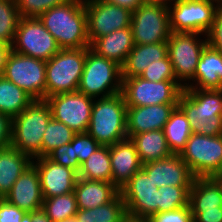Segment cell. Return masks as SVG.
I'll return each mask as SVG.
<instances>
[{"mask_svg":"<svg viewBox=\"0 0 222 222\" xmlns=\"http://www.w3.org/2000/svg\"><path fill=\"white\" fill-rule=\"evenodd\" d=\"M39 19L60 49L90 47L84 0H68L45 11Z\"/></svg>","mask_w":222,"mask_h":222,"instance_id":"cell-1","label":"cell"},{"mask_svg":"<svg viewBox=\"0 0 222 222\" xmlns=\"http://www.w3.org/2000/svg\"><path fill=\"white\" fill-rule=\"evenodd\" d=\"M178 107L189 120L193 133L222 135V89L184 88Z\"/></svg>","mask_w":222,"mask_h":222,"instance_id":"cell-2","label":"cell"},{"mask_svg":"<svg viewBox=\"0 0 222 222\" xmlns=\"http://www.w3.org/2000/svg\"><path fill=\"white\" fill-rule=\"evenodd\" d=\"M127 105L120 93L94 99L87 133L100 145L110 146L127 137Z\"/></svg>","mask_w":222,"mask_h":222,"instance_id":"cell-3","label":"cell"},{"mask_svg":"<svg viewBox=\"0 0 222 222\" xmlns=\"http://www.w3.org/2000/svg\"><path fill=\"white\" fill-rule=\"evenodd\" d=\"M51 118V110L45 99L33 100L12 119L10 146L32 158L42 157L43 135Z\"/></svg>","mask_w":222,"mask_h":222,"instance_id":"cell-4","label":"cell"},{"mask_svg":"<svg viewBox=\"0 0 222 222\" xmlns=\"http://www.w3.org/2000/svg\"><path fill=\"white\" fill-rule=\"evenodd\" d=\"M89 48L60 49L46 61L45 99L78 91Z\"/></svg>","mask_w":222,"mask_h":222,"instance_id":"cell-5","label":"cell"},{"mask_svg":"<svg viewBox=\"0 0 222 222\" xmlns=\"http://www.w3.org/2000/svg\"><path fill=\"white\" fill-rule=\"evenodd\" d=\"M122 90V67L113 60L86 51L78 92L92 98L109 97Z\"/></svg>","mask_w":222,"mask_h":222,"instance_id":"cell-6","label":"cell"},{"mask_svg":"<svg viewBox=\"0 0 222 222\" xmlns=\"http://www.w3.org/2000/svg\"><path fill=\"white\" fill-rule=\"evenodd\" d=\"M201 35L203 34L171 32L167 41V55L174 75L184 88L189 86L190 81L193 82L200 55L207 45L206 35L203 36L204 39H201Z\"/></svg>","mask_w":222,"mask_h":222,"instance_id":"cell-7","label":"cell"},{"mask_svg":"<svg viewBox=\"0 0 222 222\" xmlns=\"http://www.w3.org/2000/svg\"><path fill=\"white\" fill-rule=\"evenodd\" d=\"M184 87L178 81L151 82L139 76L122 77L121 94L127 107L178 103Z\"/></svg>","mask_w":222,"mask_h":222,"instance_id":"cell-8","label":"cell"},{"mask_svg":"<svg viewBox=\"0 0 222 222\" xmlns=\"http://www.w3.org/2000/svg\"><path fill=\"white\" fill-rule=\"evenodd\" d=\"M179 155L195 177H215L222 168V135L192 133Z\"/></svg>","mask_w":222,"mask_h":222,"instance_id":"cell-9","label":"cell"},{"mask_svg":"<svg viewBox=\"0 0 222 222\" xmlns=\"http://www.w3.org/2000/svg\"><path fill=\"white\" fill-rule=\"evenodd\" d=\"M218 5L204 0H174L167 5L171 32L206 35L214 21Z\"/></svg>","mask_w":222,"mask_h":222,"instance_id":"cell-10","label":"cell"},{"mask_svg":"<svg viewBox=\"0 0 222 222\" xmlns=\"http://www.w3.org/2000/svg\"><path fill=\"white\" fill-rule=\"evenodd\" d=\"M2 75L34 100L45 99L46 61L11 51Z\"/></svg>","mask_w":222,"mask_h":222,"instance_id":"cell-11","label":"cell"},{"mask_svg":"<svg viewBox=\"0 0 222 222\" xmlns=\"http://www.w3.org/2000/svg\"><path fill=\"white\" fill-rule=\"evenodd\" d=\"M11 49L44 61H48L60 50L55 38L39 18L26 17H21L19 21Z\"/></svg>","mask_w":222,"mask_h":222,"instance_id":"cell-12","label":"cell"},{"mask_svg":"<svg viewBox=\"0 0 222 222\" xmlns=\"http://www.w3.org/2000/svg\"><path fill=\"white\" fill-rule=\"evenodd\" d=\"M130 26L134 44L167 42L171 34L167 5L143 3L132 12Z\"/></svg>","mask_w":222,"mask_h":222,"instance_id":"cell-13","label":"cell"},{"mask_svg":"<svg viewBox=\"0 0 222 222\" xmlns=\"http://www.w3.org/2000/svg\"><path fill=\"white\" fill-rule=\"evenodd\" d=\"M53 119L63 122L76 134L87 133L94 98L80 92L61 93L45 99Z\"/></svg>","mask_w":222,"mask_h":222,"instance_id":"cell-14","label":"cell"},{"mask_svg":"<svg viewBox=\"0 0 222 222\" xmlns=\"http://www.w3.org/2000/svg\"><path fill=\"white\" fill-rule=\"evenodd\" d=\"M90 44L113 31L130 27L132 12L103 0H84Z\"/></svg>","mask_w":222,"mask_h":222,"instance_id":"cell-15","label":"cell"},{"mask_svg":"<svg viewBox=\"0 0 222 222\" xmlns=\"http://www.w3.org/2000/svg\"><path fill=\"white\" fill-rule=\"evenodd\" d=\"M127 215L149 218L158 213L159 190L151 177L141 168L120 190Z\"/></svg>","mask_w":222,"mask_h":222,"instance_id":"cell-16","label":"cell"},{"mask_svg":"<svg viewBox=\"0 0 222 222\" xmlns=\"http://www.w3.org/2000/svg\"><path fill=\"white\" fill-rule=\"evenodd\" d=\"M32 165L39 174L43 198L74 192L78 179L75 170L53 163L47 157L33 158Z\"/></svg>","mask_w":222,"mask_h":222,"instance_id":"cell-17","label":"cell"},{"mask_svg":"<svg viewBox=\"0 0 222 222\" xmlns=\"http://www.w3.org/2000/svg\"><path fill=\"white\" fill-rule=\"evenodd\" d=\"M157 188L162 186H192L196 178L179 154L142 165Z\"/></svg>","mask_w":222,"mask_h":222,"instance_id":"cell-18","label":"cell"},{"mask_svg":"<svg viewBox=\"0 0 222 222\" xmlns=\"http://www.w3.org/2000/svg\"><path fill=\"white\" fill-rule=\"evenodd\" d=\"M178 103L127 107V137L151 130H163Z\"/></svg>","mask_w":222,"mask_h":222,"instance_id":"cell-19","label":"cell"},{"mask_svg":"<svg viewBox=\"0 0 222 222\" xmlns=\"http://www.w3.org/2000/svg\"><path fill=\"white\" fill-rule=\"evenodd\" d=\"M112 183L120 191L142 168L136 147L130 138L109 146Z\"/></svg>","mask_w":222,"mask_h":222,"instance_id":"cell-20","label":"cell"},{"mask_svg":"<svg viewBox=\"0 0 222 222\" xmlns=\"http://www.w3.org/2000/svg\"><path fill=\"white\" fill-rule=\"evenodd\" d=\"M5 199L25 212L42 209L40 178L33 165L19 176Z\"/></svg>","mask_w":222,"mask_h":222,"instance_id":"cell-21","label":"cell"},{"mask_svg":"<svg viewBox=\"0 0 222 222\" xmlns=\"http://www.w3.org/2000/svg\"><path fill=\"white\" fill-rule=\"evenodd\" d=\"M134 45L130 26L95 39L90 44V49L98 56L113 60L122 66Z\"/></svg>","mask_w":222,"mask_h":222,"instance_id":"cell-22","label":"cell"},{"mask_svg":"<svg viewBox=\"0 0 222 222\" xmlns=\"http://www.w3.org/2000/svg\"><path fill=\"white\" fill-rule=\"evenodd\" d=\"M185 88L222 89V53L207 44L200 55L193 83Z\"/></svg>","mask_w":222,"mask_h":222,"instance_id":"cell-23","label":"cell"},{"mask_svg":"<svg viewBox=\"0 0 222 222\" xmlns=\"http://www.w3.org/2000/svg\"><path fill=\"white\" fill-rule=\"evenodd\" d=\"M74 193L78 209H92L112 201L120 191L112 182L78 178Z\"/></svg>","mask_w":222,"mask_h":222,"instance_id":"cell-24","label":"cell"},{"mask_svg":"<svg viewBox=\"0 0 222 222\" xmlns=\"http://www.w3.org/2000/svg\"><path fill=\"white\" fill-rule=\"evenodd\" d=\"M191 211H211L222 208V180L196 177L189 192Z\"/></svg>","mask_w":222,"mask_h":222,"instance_id":"cell-25","label":"cell"},{"mask_svg":"<svg viewBox=\"0 0 222 222\" xmlns=\"http://www.w3.org/2000/svg\"><path fill=\"white\" fill-rule=\"evenodd\" d=\"M33 158L12 146L0 149V198H5L13 184L30 166Z\"/></svg>","mask_w":222,"mask_h":222,"instance_id":"cell-26","label":"cell"},{"mask_svg":"<svg viewBox=\"0 0 222 222\" xmlns=\"http://www.w3.org/2000/svg\"><path fill=\"white\" fill-rule=\"evenodd\" d=\"M167 56V42L135 44L122 67V77L140 76L147 66L160 63Z\"/></svg>","mask_w":222,"mask_h":222,"instance_id":"cell-27","label":"cell"},{"mask_svg":"<svg viewBox=\"0 0 222 222\" xmlns=\"http://www.w3.org/2000/svg\"><path fill=\"white\" fill-rule=\"evenodd\" d=\"M130 139L136 147L142 165L172 155L163 130L141 132L131 136Z\"/></svg>","mask_w":222,"mask_h":222,"instance_id":"cell-28","label":"cell"},{"mask_svg":"<svg viewBox=\"0 0 222 222\" xmlns=\"http://www.w3.org/2000/svg\"><path fill=\"white\" fill-rule=\"evenodd\" d=\"M167 145L172 154H180L193 133L189 120L177 106L163 127Z\"/></svg>","mask_w":222,"mask_h":222,"instance_id":"cell-29","label":"cell"},{"mask_svg":"<svg viewBox=\"0 0 222 222\" xmlns=\"http://www.w3.org/2000/svg\"><path fill=\"white\" fill-rule=\"evenodd\" d=\"M33 100L22 88L0 75V112L2 114L13 119Z\"/></svg>","mask_w":222,"mask_h":222,"instance_id":"cell-30","label":"cell"},{"mask_svg":"<svg viewBox=\"0 0 222 222\" xmlns=\"http://www.w3.org/2000/svg\"><path fill=\"white\" fill-rule=\"evenodd\" d=\"M79 222H122L127 216L126 205L119 193L112 201L92 209H78Z\"/></svg>","mask_w":222,"mask_h":222,"instance_id":"cell-31","label":"cell"},{"mask_svg":"<svg viewBox=\"0 0 222 222\" xmlns=\"http://www.w3.org/2000/svg\"><path fill=\"white\" fill-rule=\"evenodd\" d=\"M78 178L112 182L109 146H100L81 164Z\"/></svg>","mask_w":222,"mask_h":222,"instance_id":"cell-32","label":"cell"},{"mask_svg":"<svg viewBox=\"0 0 222 222\" xmlns=\"http://www.w3.org/2000/svg\"><path fill=\"white\" fill-rule=\"evenodd\" d=\"M43 199L42 210L52 222H61L77 213L78 208L74 192Z\"/></svg>","mask_w":222,"mask_h":222,"instance_id":"cell-33","label":"cell"},{"mask_svg":"<svg viewBox=\"0 0 222 222\" xmlns=\"http://www.w3.org/2000/svg\"><path fill=\"white\" fill-rule=\"evenodd\" d=\"M76 133L63 122L51 118L42 140V157L64 144H69Z\"/></svg>","mask_w":222,"mask_h":222,"instance_id":"cell-34","label":"cell"},{"mask_svg":"<svg viewBox=\"0 0 222 222\" xmlns=\"http://www.w3.org/2000/svg\"><path fill=\"white\" fill-rule=\"evenodd\" d=\"M191 186H162L159 190L158 213L183 208L189 205Z\"/></svg>","mask_w":222,"mask_h":222,"instance_id":"cell-35","label":"cell"},{"mask_svg":"<svg viewBox=\"0 0 222 222\" xmlns=\"http://www.w3.org/2000/svg\"><path fill=\"white\" fill-rule=\"evenodd\" d=\"M20 19L15 3L0 0V42L12 46Z\"/></svg>","mask_w":222,"mask_h":222,"instance_id":"cell-36","label":"cell"},{"mask_svg":"<svg viewBox=\"0 0 222 222\" xmlns=\"http://www.w3.org/2000/svg\"><path fill=\"white\" fill-rule=\"evenodd\" d=\"M68 0H18L16 6L21 17L39 18L45 11Z\"/></svg>","mask_w":222,"mask_h":222,"instance_id":"cell-37","label":"cell"},{"mask_svg":"<svg viewBox=\"0 0 222 222\" xmlns=\"http://www.w3.org/2000/svg\"><path fill=\"white\" fill-rule=\"evenodd\" d=\"M139 77L151 82H161L165 80L177 81L168 55L164 59H161L160 63L147 66Z\"/></svg>","mask_w":222,"mask_h":222,"instance_id":"cell-38","label":"cell"},{"mask_svg":"<svg viewBox=\"0 0 222 222\" xmlns=\"http://www.w3.org/2000/svg\"><path fill=\"white\" fill-rule=\"evenodd\" d=\"M46 157L53 163L71 168L77 173L81 169V165L78 162L77 155L74 152V146H72L71 143L64 144L60 147L55 148Z\"/></svg>","mask_w":222,"mask_h":222,"instance_id":"cell-39","label":"cell"},{"mask_svg":"<svg viewBox=\"0 0 222 222\" xmlns=\"http://www.w3.org/2000/svg\"><path fill=\"white\" fill-rule=\"evenodd\" d=\"M80 165L101 145L88 133H77L70 142Z\"/></svg>","mask_w":222,"mask_h":222,"instance_id":"cell-40","label":"cell"},{"mask_svg":"<svg viewBox=\"0 0 222 222\" xmlns=\"http://www.w3.org/2000/svg\"><path fill=\"white\" fill-rule=\"evenodd\" d=\"M149 222H194L190 206L156 213L148 218Z\"/></svg>","mask_w":222,"mask_h":222,"instance_id":"cell-41","label":"cell"},{"mask_svg":"<svg viewBox=\"0 0 222 222\" xmlns=\"http://www.w3.org/2000/svg\"><path fill=\"white\" fill-rule=\"evenodd\" d=\"M207 44L222 53V7L216 10L212 27L206 34Z\"/></svg>","mask_w":222,"mask_h":222,"instance_id":"cell-42","label":"cell"},{"mask_svg":"<svg viewBox=\"0 0 222 222\" xmlns=\"http://www.w3.org/2000/svg\"><path fill=\"white\" fill-rule=\"evenodd\" d=\"M25 213L5 198H0V222H21Z\"/></svg>","mask_w":222,"mask_h":222,"instance_id":"cell-43","label":"cell"},{"mask_svg":"<svg viewBox=\"0 0 222 222\" xmlns=\"http://www.w3.org/2000/svg\"><path fill=\"white\" fill-rule=\"evenodd\" d=\"M12 119L0 112V149L11 144Z\"/></svg>","mask_w":222,"mask_h":222,"instance_id":"cell-44","label":"cell"},{"mask_svg":"<svg viewBox=\"0 0 222 222\" xmlns=\"http://www.w3.org/2000/svg\"><path fill=\"white\" fill-rule=\"evenodd\" d=\"M194 222H222V208L211 211H191Z\"/></svg>","mask_w":222,"mask_h":222,"instance_id":"cell-45","label":"cell"},{"mask_svg":"<svg viewBox=\"0 0 222 222\" xmlns=\"http://www.w3.org/2000/svg\"><path fill=\"white\" fill-rule=\"evenodd\" d=\"M21 222H52V221L42 209H39L33 212H26L22 217Z\"/></svg>","mask_w":222,"mask_h":222,"instance_id":"cell-46","label":"cell"},{"mask_svg":"<svg viewBox=\"0 0 222 222\" xmlns=\"http://www.w3.org/2000/svg\"><path fill=\"white\" fill-rule=\"evenodd\" d=\"M107 3L118 5L134 12L140 5L143 4L142 0H103Z\"/></svg>","mask_w":222,"mask_h":222,"instance_id":"cell-47","label":"cell"},{"mask_svg":"<svg viewBox=\"0 0 222 222\" xmlns=\"http://www.w3.org/2000/svg\"><path fill=\"white\" fill-rule=\"evenodd\" d=\"M11 51L12 49L10 45L0 42V75H2L4 71L7 57Z\"/></svg>","mask_w":222,"mask_h":222,"instance_id":"cell-48","label":"cell"},{"mask_svg":"<svg viewBox=\"0 0 222 222\" xmlns=\"http://www.w3.org/2000/svg\"><path fill=\"white\" fill-rule=\"evenodd\" d=\"M122 222H149L148 218H138L127 215Z\"/></svg>","mask_w":222,"mask_h":222,"instance_id":"cell-49","label":"cell"},{"mask_svg":"<svg viewBox=\"0 0 222 222\" xmlns=\"http://www.w3.org/2000/svg\"><path fill=\"white\" fill-rule=\"evenodd\" d=\"M174 0H142L144 4H161V5H168Z\"/></svg>","mask_w":222,"mask_h":222,"instance_id":"cell-50","label":"cell"},{"mask_svg":"<svg viewBox=\"0 0 222 222\" xmlns=\"http://www.w3.org/2000/svg\"><path fill=\"white\" fill-rule=\"evenodd\" d=\"M61 222H79V221L76 216H73V217L67 218Z\"/></svg>","mask_w":222,"mask_h":222,"instance_id":"cell-51","label":"cell"},{"mask_svg":"<svg viewBox=\"0 0 222 222\" xmlns=\"http://www.w3.org/2000/svg\"><path fill=\"white\" fill-rule=\"evenodd\" d=\"M204 1H209V2L215 3V4H217L218 6H221V5H222V0H204Z\"/></svg>","mask_w":222,"mask_h":222,"instance_id":"cell-52","label":"cell"},{"mask_svg":"<svg viewBox=\"0 0 222 222\" xmlns=\"http://www.w3.org/2000/svg\"><path fill=\"white\" fill-rule=\"evenodd\" d=\"M215 178L222 180V168H221L220 172L215 176Z\"/></svg>","mask_w":222,"mask_h":222,"instance_id":"cell-53","label":"cell"},{"mask_svg":"<svg viewBox=\"0 0 222 222\" xmlns=\"http://www.w3.org/2000/svg\"><path fill=\"white\" fill-rule=\"evenodd\" d=\"M1 1H8L16 4L18 0H1Z\"/></svg>","mask_w":222,"mask_h":222,"instance_id":"cell-54","label":"cell"}]
</instances>
